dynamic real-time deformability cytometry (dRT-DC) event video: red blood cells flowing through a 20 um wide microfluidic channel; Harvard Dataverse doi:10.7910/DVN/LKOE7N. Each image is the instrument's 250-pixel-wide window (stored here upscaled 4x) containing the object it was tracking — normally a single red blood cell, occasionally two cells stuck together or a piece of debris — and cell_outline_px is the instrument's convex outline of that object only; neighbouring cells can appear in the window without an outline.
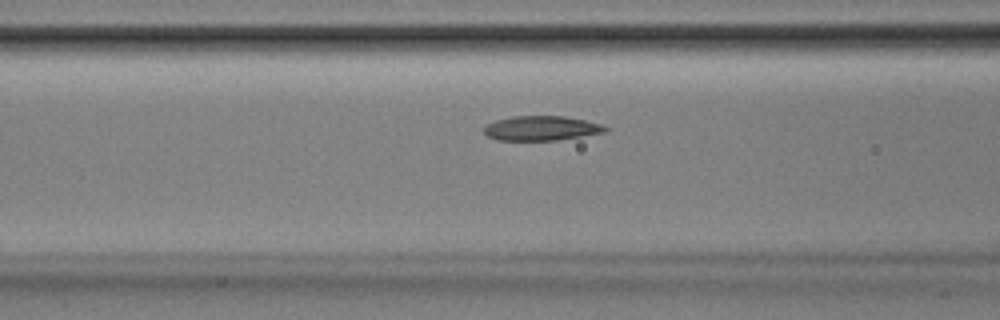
{"species": "Egyptian fruit bat (a non-hibernating species)", "species_latin": "Rousettus aegyptiacus", "temperature_condition": "room temperature", "stored_images_in_passage": 39, "segment_of_instrument_passage": [1, 2], "camera_frame_rate_fps": 3000, "um_per_image_px": 0.085, "animal": {"sex": "male"}, "frame": {"image": 1, "passage_image": 7, "time_ms": 2.0, "image_size_px": [1000, 320], "cell_outline_px": [[608, 128], [604, 132], [556, 140], [496, 140], [488, 136], [484, 132], [484, 128], [488, 124], [496, 120], [512, 116], [564, 116], [604, 124]], "centroid_in_image_um": [46.01, 10.89], "position_along_channel_um": 120.6, "area_um2": 17.22}}
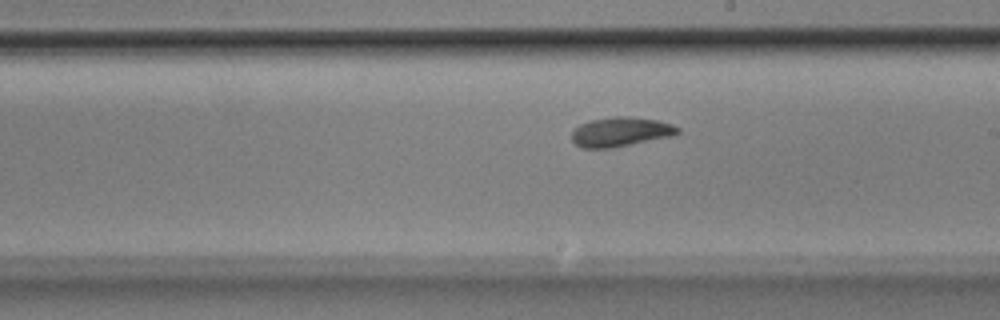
{"frame": {"image": 2, "passage_image": 16, "time_ms": 5.0, "image_size_px": [1000, 320], "cell_outline_px": [[680, 132], [668, 136], [612, 148], [584, 148], [576, 144], [572, 140], [572, 132], [580, 124], [588, 120], [616, 116], [628, 116], [656, 120], [672, 124], [680, 128]], "centroid_in_image_um": [52.72, 11.19], "position_along_channel_um": 236.3, "area_um2": 17.92}}
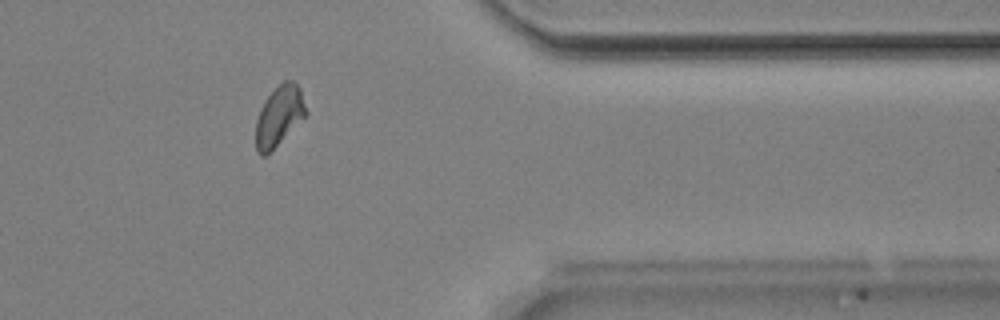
{"frame": {"image": 3, "passage_image": 29, "time_ms": 9.333, "image_size_px": [1000, 320], "cell_outline_px": [[308, 116], [264, 156], [260, 156], [256, 152], [256, 120], [260, 108], [264, 100], [284, 80], [292, 80], [300, 88], [308, 112]], "centroid_in_image_um": [23.75, 9.86], "position_along_channel_um": 387.7, "area_um2": 17.63}}